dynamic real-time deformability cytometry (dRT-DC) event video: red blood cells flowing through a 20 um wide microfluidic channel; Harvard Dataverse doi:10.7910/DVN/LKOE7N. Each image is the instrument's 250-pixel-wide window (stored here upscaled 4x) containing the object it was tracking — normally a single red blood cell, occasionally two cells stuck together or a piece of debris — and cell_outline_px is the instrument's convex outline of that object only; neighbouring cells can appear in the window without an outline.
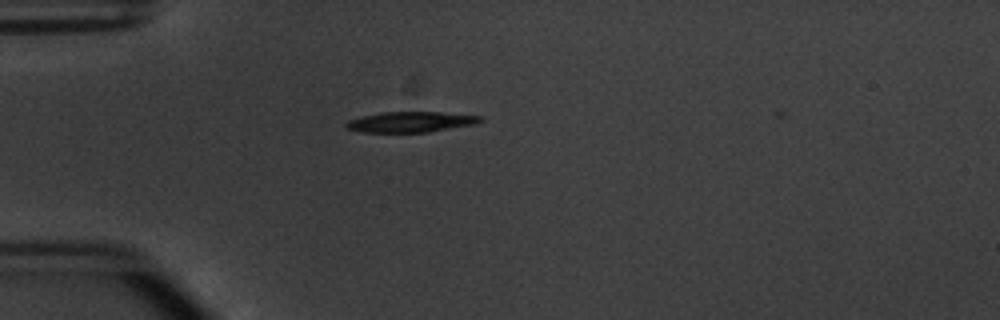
{"species": "common noctule bat (a hibernating species)", "species_latin": "Nyctalus noctula", "temperature_condition": "warm", "stored_images_in_passage": 39, "camera_frame_rate_fps": 3000, "um_per_image_px": 0.085, "animal": {"sex": "male", "body_mass_g": 20.1, "forearm_length_mm": 53.5}, "frame": {"image": 1, "passage_image": 1, "time_ms": 0.0, "image_size_px": [1000, 320], "cell_outline_px": [[484, 120], [476, 124], [428, 132], [364, 132], [344, 128], [344, 124], [348, 120], [380, 112], [440, 112], [484, 116]], "centroid_in_image_um": [34.94, 10.36], "position_along_channel_um": 50.1, "area_um2": 16.13}}
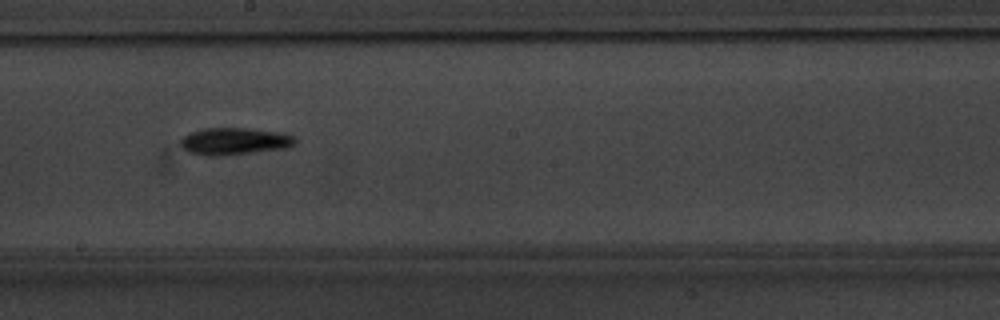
{"frame": {"image": 2, "passage_image": 16, "time_ms": 5.0, "image_size_px": [1000, 320], "cell_outline_px": [[296, 144], [288, 148], [216, 156], [204, 156], [188, 152], [180, 144], [180, 140], [184, 136], [192, 132], [204, 128], [252, 128], [284, 132], [296, 136]], "centroid_in_image_um": [19.99, 12.0], "position_along_channel_um": 228.2, "area_um2": 18.32}}
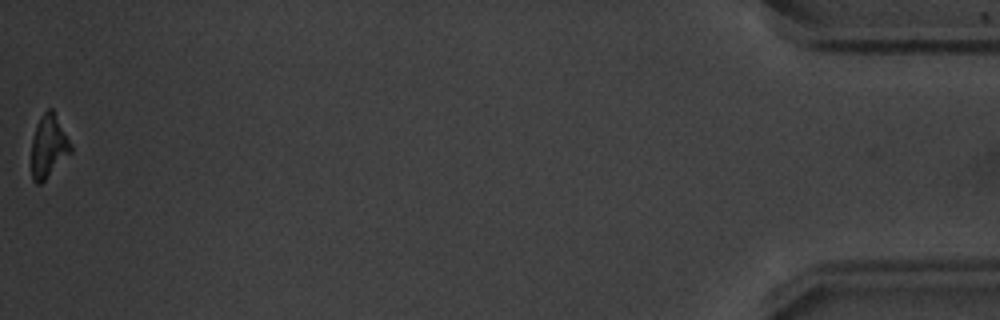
{"frame": {"image": 3, "passage_image": 39, "time_ms": 12.667, "image_size_px": [1000, 320], "cell_outline_px": [[72, 152], [40, 184], [36, 184], [32, 180], [32, 140], [36, 124], [44, 112], [48, 108], [52, 108], [72, 148]], "centroid_in_image_um": [4.11, 12.45], "position_along_channel_um": 431.1, "area_um2": 13.99}, "authors_computed_cell_mechanics": {"area_um2": 16.184, "velocity_mm_per_s": 3.8435, "shape_relaxation_time_tau1_ms": 2.7098, "shape_relaxation_time_tau2_ms": null, "deformation_change_tau1": 0.1463, "deformation_change_tau2": null}}